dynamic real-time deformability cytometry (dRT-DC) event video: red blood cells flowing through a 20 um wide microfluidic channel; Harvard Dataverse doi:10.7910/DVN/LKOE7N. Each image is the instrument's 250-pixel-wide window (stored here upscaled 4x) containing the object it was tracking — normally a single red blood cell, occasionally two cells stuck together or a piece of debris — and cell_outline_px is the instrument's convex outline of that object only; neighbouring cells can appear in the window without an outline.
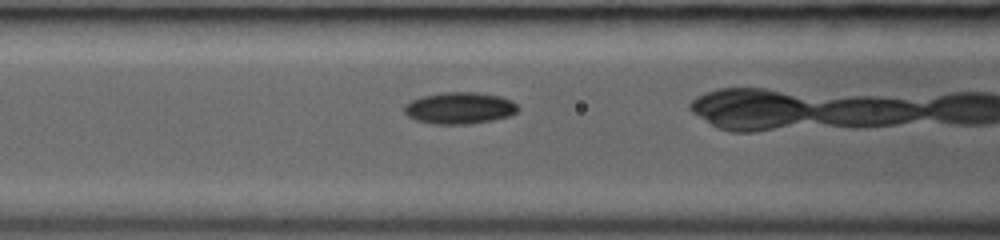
{"species": "common noctule bat (a hibernating species)", "species_latin": "Nyctalus noctula", "temperature_condition": "room temperature", "stored_images_in_passage": 26, "camera_frame_rate_fps": 3000, "um_per_image_px": 0.085, "animal": {"sex": "female", "body_mass_g": 19.0, "forearm_length_mm": 53.3}, "frame": {"image": 1, "passage_image": 14, "time_ms": 4.333, "image_size_px": [1000, 240], "cell_outline_px": [[520, 112], [508, 116], [492, 120], [468, 124], [432, 124], [416, 120], [408, 116], [404, 112], [404, 104], [420, 96], [444, 92], [476, 92], [500, 96], [512, 100], [520, 108]], "centroid_in_image_um": [39.07, 9.18], "position_along_channel_um": 127.5, "area_um2": 21.21}}
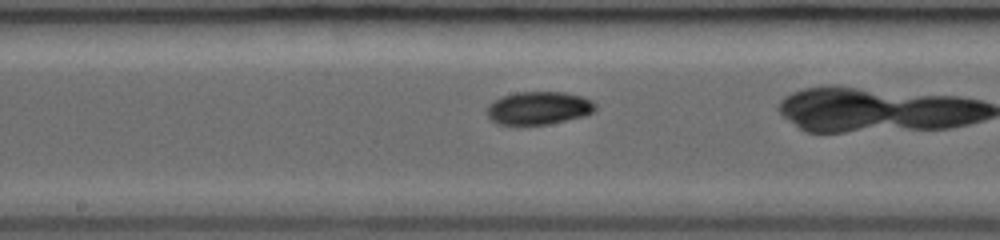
{"frame": {"image": 2, "passage_image": 19, "time_ms": 6.0, "image_size_px": [1000, 240], "cell_outline_px": [[596, 108], [592, 112], [584, 116], [548, 124], [496, 124], [488, 116], [488, 108], [496, 100], [504, 96], [516, 92], [564, 92], [580, 96], [592, 100], [596, 104]], "centroid_in_image_um": [45.83, 9.18], "position_along_channel_um": 202.4, "area_um2": 20.46}}